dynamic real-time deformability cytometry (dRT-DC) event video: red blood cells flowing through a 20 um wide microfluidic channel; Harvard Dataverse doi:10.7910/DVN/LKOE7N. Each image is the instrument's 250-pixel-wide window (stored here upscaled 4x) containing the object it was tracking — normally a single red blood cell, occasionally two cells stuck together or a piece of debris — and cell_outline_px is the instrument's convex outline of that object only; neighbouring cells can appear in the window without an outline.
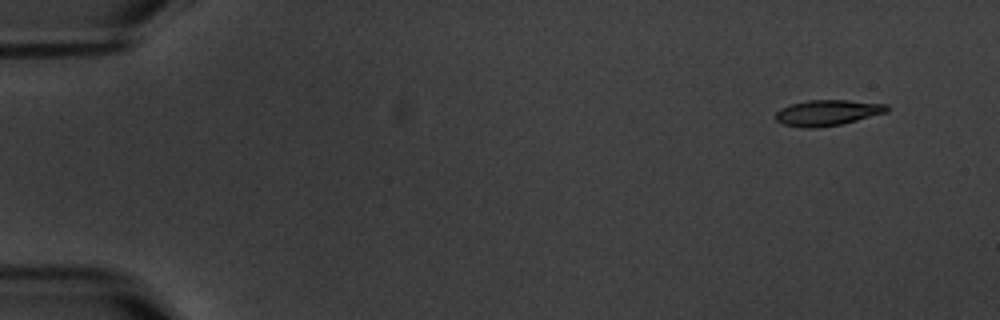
{"species": "common noctule bat (a hibernating species)", "species_latin": "Nyctalus noctula", "temperature_condition": "warm", "stored_images_in_passage": 4, "camera_frame_rate_fps": 3000, "um_per_image_px": 0.085, "animal": {"sex": "male", "body_mass_g": 20.1, "forearm_length_mm": 53.5}, "frame": {"image": 1, "passage_image": 2, "time_ms": 1.333, "image_size_px": [1000, 320], "cell_outline_px": [[888, 112], [844, 124], [816, 128], [804, 128], [784, 124], [776, 120], [776, 112], [780, 108], [792, 104], [808, 100], [848, 100], [888, 104]], "centroid_in_image_um": [70.37, 9.59], "position_along_channel_um": 14.6, "area_um2": 16.82}}